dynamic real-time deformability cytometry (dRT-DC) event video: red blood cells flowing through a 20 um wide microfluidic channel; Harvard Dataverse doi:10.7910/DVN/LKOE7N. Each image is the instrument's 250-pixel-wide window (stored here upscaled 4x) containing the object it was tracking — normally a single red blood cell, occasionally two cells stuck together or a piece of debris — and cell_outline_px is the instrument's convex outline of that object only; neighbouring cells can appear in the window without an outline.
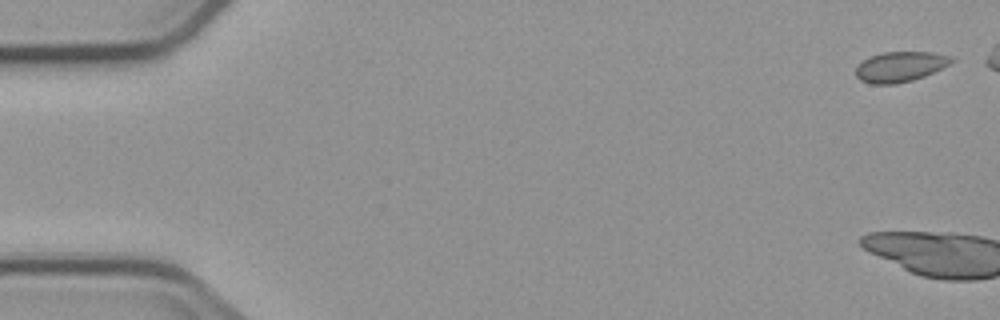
{"species": "common noctule bat (a hibernating species)", "species_latin": "Nyctalus noctula", "temperature_condition": "cold", "stored_images_in_passage": 8, "camera_frame_rate_fps": 3000, "um_per_image_px": 0.085, "animal": {"sex": "male", "body_mass_g": 23.1, "forearm_length_mm": 52.7}, "frame": {"image": 1, "passage_image": 1, "time_ms": 0.0, "image_size_px": [1000, 320], "cell_outline_px": [[956, 60], [924, 76], [912, 80], [896, 84], [872, 84], [860, 80], [856, 76], [856, 68], [864, 60], [872, 56], [884, 52], [932, 52], [956, 56]], "centroid_in_image_um": [76.55, 5.66], "position_along_channel_um": 8.4, "area_um2": 16.76}}